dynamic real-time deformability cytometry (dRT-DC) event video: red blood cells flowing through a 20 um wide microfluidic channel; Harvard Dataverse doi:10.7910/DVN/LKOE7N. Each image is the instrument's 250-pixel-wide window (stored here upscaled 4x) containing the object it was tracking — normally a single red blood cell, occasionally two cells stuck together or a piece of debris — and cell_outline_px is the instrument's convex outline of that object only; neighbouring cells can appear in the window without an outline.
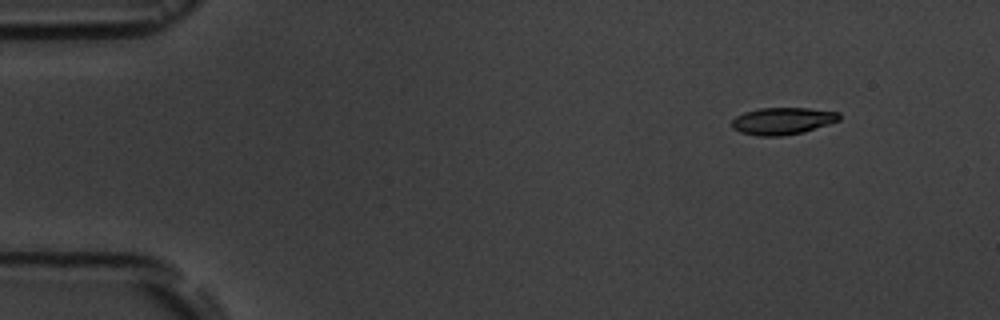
{"species": "common noctule bat (a hibernating species)", "species_latin": "Nyctalus noctula", "temperature_condition": "room temperature", "stored_images_in_passage": 5, "camera_frame_rate_fps": 3000, "um_per_image_px": 0.085, "animal": {"sex": "male", "body_mass_g": 19.5, "forearm_length_mm": 54.6}, "frame": {"image": 1, "passage_image": 1, "time_ms": 0.0, "image_size_px": [1000, 320], "cell_outline_px": [[840, 120], [804, 132], [780, 136], [760, 136], [740, 132], [732, 128], [732, 120], [736, 116], [744, 112], [760, 108], [808, 108], [840, 112]], "centroid_in_image_um": [66.52, 10.28], "position_along_channel_um": 18.5, "area_um2": 16.94}}
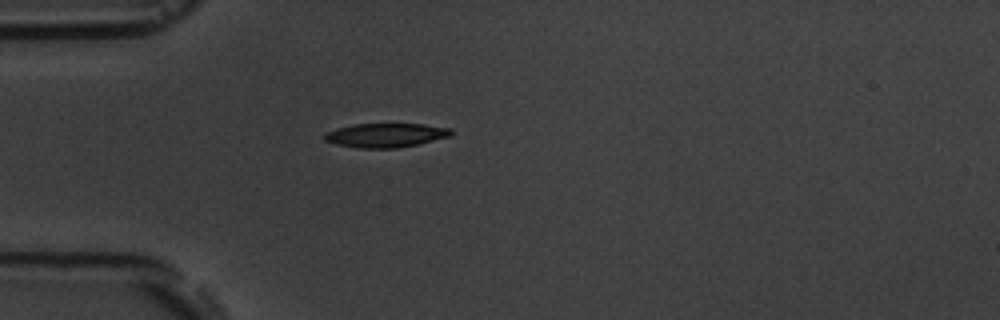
{"frame": {"image": 2, "passage_image": 3, "time_ms": 3.333, "image_size_px": [1000, 320], "cell_outline_px": [[452, 136], [416, 144], [396, 148], [360, 148], [336, 144], [324, 140], [324, 132], [336, 128], [352, 124], [424, 124], [452, 128]], "centroid_in_image_um": [32.77, 11.48], "position_along_channel_um": 52.2, "area_um2": 17.8}}
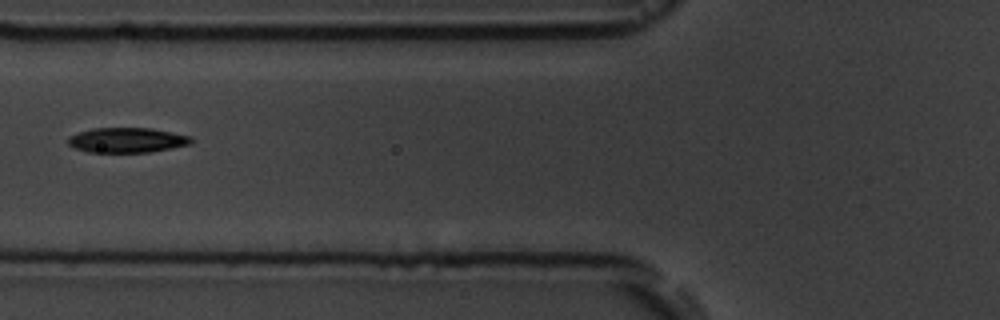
{"frame": {"image": 3, "passage_image": 5, "time_ms": 5.333, "image_size_px": [1000, 320], "cell_outline_px": [[192, 144], [172, 148], [148, 152], [88, 152], [76, 148], [68, 144], [68, 136], [92, 128], [152, 128], [192, 136]], "centroid_in_image_um": [10.82, 11.9], "position_along_channel_um": 115.0, "area_um2": 17.92}}